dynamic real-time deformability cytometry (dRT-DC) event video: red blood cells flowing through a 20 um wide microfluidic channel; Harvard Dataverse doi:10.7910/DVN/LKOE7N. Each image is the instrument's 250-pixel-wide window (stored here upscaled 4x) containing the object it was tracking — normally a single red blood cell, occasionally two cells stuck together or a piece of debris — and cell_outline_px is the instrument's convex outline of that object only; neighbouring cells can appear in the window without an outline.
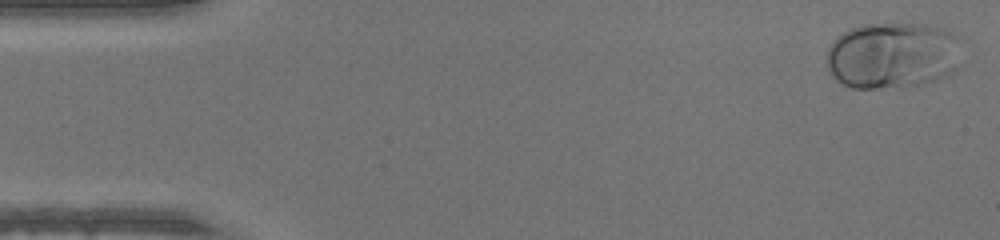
{"species": "human", "species_latin": "Homo sapiens", "temperature_condition": "warm", "stored_images_in_passage": 30, "camera_frame_rate_fps": 3000, "um_per_image_px": 0.085, "donor": {"sex": "male"}, "frame": {"image": 1, "passage_image": 1, "time_ms": 0.0, "image_size_px": [1000, 240], "cell_outline_px": [[956, 36], [952, 72], [936, 80], [924, 84], [876, 88], [852, 88], [840, 84], [828, 72], [824, 60], [824, 56], [828, 48], [836, 36], [860, 24], [928, 24], [952, 32]], "centroid_in_image_um": [75.7, 4.71], "position_along_channel_um": 9.3, "area_um2": 51.9}}
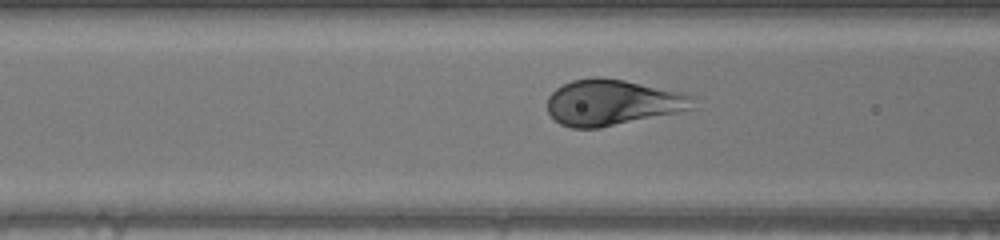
{"frame": {"image": 2, "passage_image": 18, "time_ms": 5.667, "image_size_px": [1000, 240], "cell_outline_px": [[696, 108], [600, 128], [572, 128], [560, 124], [548, 112], [548, 96], [556, 88], [572, 80], [596, 76], [600, 76], [624, 80], [680, 92], [696, 96]], "centroid_in_image_um": [52.07, 8.7], "position_along_channel_um": 114.5, "area_um2": 38.96}}
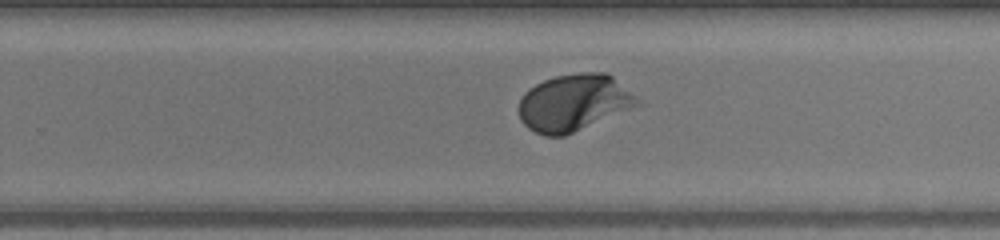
{"frame": {"image": 3, "passage_image": 30, "time_ms": 9.667, "image_size_px": [1000, 240], "cell_outline_px": [[648, 104], [564, 136], [544, 136], [528, 128], [520, 120], [520, 100], [524, 92], [528, 88], [544, 80], [556, 76], [580, 72], [608, 72]], "centroid_in_image_um": [48.9, 8.73], "position_along_channel_um": 280.9, "area_um2": 40.23}}